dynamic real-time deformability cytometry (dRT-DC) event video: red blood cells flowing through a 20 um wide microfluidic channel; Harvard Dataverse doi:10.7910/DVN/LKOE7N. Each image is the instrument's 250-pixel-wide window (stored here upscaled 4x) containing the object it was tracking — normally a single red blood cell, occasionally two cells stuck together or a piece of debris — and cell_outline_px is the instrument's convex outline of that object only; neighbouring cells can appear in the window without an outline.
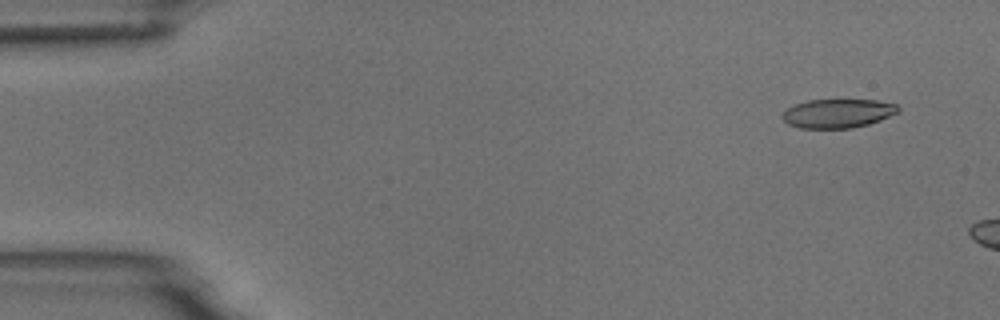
{"species": "common noctule bat (a hibernating species)", "species_latin": "Nyctalus noctula", "temperature_condition": "room temperature", "stored_images_in_passage": 3, "camera_frame_rate_fps": 3000, "um_per_image_px": 0.085, "animal": {"sex": "male", "body_mass_g": 18.8}, "frame": {"image": 1, "passage_image": 1, "time_ms": 0.0, "image_size_px": [1000, 320], "cell_outline_px": [[900, 112], [880, 120], [868, 124], [852, 128], [800, 128], [788, 124], [780, 116], [788, 108], [796, 104], [808, 100], [876, 100], [896, 104], [900, 108]], "centroid_in_image_um": [71.23, 9.64], "position_along_channel_um": 13.8, "area_um2": 19.48}}